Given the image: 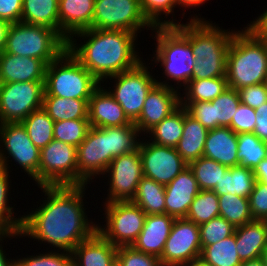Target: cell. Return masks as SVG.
<instances>
[{"mask_svg": "<svg viewBox=\"0 0 267 266\" xmlns=\"http://www.w3.org/2000/svg\"><path fill=\"white\" fill-rule=\"evenodd\" d=\"M184 107L180 105L174 112L155 125L149 133L151 142L169 147H176L183 134ZM153 136V137H152Z\"/></svg>", "mask_w": 267, "mask_h": 266, "instance_id": "32", "label": "cell"}, {"mask_svg": "<svg viewBox=\"0 0 267 266\" xmlns=\"http://www.w3.org/2000/svg\"><path fill=\"white\" fill-rule=\"evenodd\" d=\"M100 85L66 48L47 65L44 95L89 100Z\"/></svg>", "mask_w": 267, "mask_h": 266, "instance_id": "5", "label": "cell"}, {"mask_svg": "<svg viewBox=\"0 0 267 266\" xmlns=\"http://www.w3.org/2000/svg\"><path fill=\"white\" fill-rule=\"evenodd\" d=\"M212 103L215 113V128L230 127L232 118L240 104L237 90L228 87Z\"/></svg>", "mask_w": 267, "mask_h": 266, "instance_id": "44", "label": "cell"}, {"mask_svg": "<svg viewBox=\"0 0 267 266\" xmlns=\"http://www.w3.org/2000/svg\"><path fill=\"white\" fill-rule=\"evenodd\" d=\"M152 30L140 8V0H95L92 29H113L139 33ZM148 27V28H147Z\"/></svg>", "mask_w": 267, "mask_h": 266, "instance_id": "12", "label": "cell"}, {"mask_svg": "<svg viewBox=\"0 0 267 266\" xmlns=\"http://www.w3.org/2000/svg\"><path fill=\"white\" fill-rule=\"evenodd\" d=\"M255 182L254 171L238 165L229 167L225 177H222L219 185H216L213 191L217 196L231 193L232 195L249 198Z\"/></svg>", "mask_w": 267, "mask_h": 266, "instance_id": "30", "label": "cell"}, {"mask_svg": "<svg viewBox=\"0 0 267 266\" xmlns=\"http://www.w3.org/2000/svg\"><path fill=\"white\" fill-rule=\"evenodd\" d=\"M219 198V216L225 218L234 227L253 221L250 212L249 198L227 193Z\"/></svg>", "mask_w": 267, "mask_h": 266, "instance_id": "36", "label": "cell"}, {"mask_svg": "<svg viewBox=\"0 0 267 266\" xmlns=\"http://www.w3.org/2000/svg\"><path fill=\"white\" fill-rule=\"evenodd\" d=\"M143 176L167 185L188 167L176 148L142 139L139 144Z\"/></svg>", "mask_w": 267, "mask_h": 266, "instance_id": "15", "label": "cell"}, {"mask_svg": "<svg viewBox=\"0 0 267 266\" xmlns=\"http://www.w3.org/2000/svg\"><path fill=\"white\" fill-rule=\"evenodd\" d=\"M261 260L263 261L264 266H267V248L262 252Z\"/></svg>", "mask_w": 267, "mask_h": 266, "instance_id": "62", "label": "cell"}, {"mask_svg": "<svg viewBox=\"0 0 267 266\" xmlns=\"http://www.w3.org/2000/svg\"><path fill=\"white\" fill-rule=\"evenodd\" d=\"M256 116L255 109L240 102L232 118L230 128L237 134L253 133L256 125Z\"/></svg>", "mask_w": 267, "mask_h": 266, "instance_id": "50", "label": "cell"}, {"mask_svg": "<svg viewBox=\"0 0 267 266\" xmlns=\"http://www.w3.org/2000/svg\"><path fill=\"white\" fill-rule=\"evenodd\" d=\"M205 1H209V0H177L178 5L180 7H185V9L188 7H193V6L199 7V5L204 4Z\"/></svg>", "mask_w": 267, "mask_h": 266, "instance_id": "59", "label": "cell"}, {"mask_svg": "<svg viewBox=\"0 0 267 266\" xmlns=\"http://www.w3.org/2000/svg\"><path fill=\"white\" fill-rule=\"evenodd\" d=\"M45 81L0 84V123L22 122L42 108Z\"/></svg>", "mask_w": 267, "mask_h": 266, "instance_id": "11", "label": "cell"}, {"mask_svg": "<svg viewBox=\"0 0 267 266\" xmlns=\"http://www.w3.org/2000/svg\"><path fill=\"white\" fill-rule=\"evenodd\" d=\"M243 29L234 31L227 52V85L235 90L267 81V39Z\"/></svg>", "mask_w": 267, "mask_h": 266, "instance_id": "3", "label": "cell"}, {"mask_svg": "<svg viewBox=\"0 0 267 266\" xmlns=\"http://www.w3.org/2000/svg\"><path fill=\"white\" fill-rule=\"evenodd\" d=\"M88 119H75L54 122V139L78 147L90 129Z\"/></svg>", "mask_w": 267, "mask_h": 266, "instance_id": "42", "label": "cell"}, {"mask_svg": "<svg viewBox=\"0 0 267 266\" xmlns=\"http://www.w3.org/2000/svg\"><path fill=\"white\" fill-rule=\"evenodd\" d=\"M238 134L230 127H218L208 131L203 156L227 167L238 166Z\"/></svg>", "mask_w": 267, "mask_h": 266, "instance_id": "25", "label": "cell"}, {"mask_svg": "<svg viewBox=\"0 0 267 266\" xmlns=\"http://www.w3.org/2000/svg\"><path fill=\"white\" fill-rule=\"evenodd\" d=\"M106 225H97V231L114 246H132L142 231L146 214L131 201L104 204Z\"/></svg>", "mask_w": 267, "mask_h": 266, "instance_id": "7", "label": "cell"}, {"mask_svg": "<svg viewBox=\"0 0 267 266\" xmlns=\"http://www.w3.org/2000/svg\"><path fill=\"white\" fill-rule=\"evenodd\" d=\"M236 250L242 262L261 258L267 248V225L253 220L235 228Z\"/></svg>", "mask_w": 267, "mask_h": 266, "instance_id": "26", "label": "cell"}, {"mask_svg": "<svg viewBox=\"0 0 267 266\" xmlns=\"http://www.w3.org/2000/svg\"><path fill=\"white\" fill-rule=\"evenodd\" d=\"M47 64L37 58L0 54V84L45 81Z\"/></svg>", "mask_w": 267, "mask_h": 266, "instance_id": "21", "label": "cell"}, {"mask_svg": "<svg viewBox=\"0 0 267 266\" xmlns=\"http://www.w3.org/2000/svg\"><path fill=\"white\" fill-rule=\"evenodd\" d=\"M137 35L124 30L90 28L73 34L67 41V49L102 83L103 79L130 70L142 61L135 51ZM74 36L89 39L79 46Z\"/></svg>", "mask_w": 267, "mask_h": 266, "instance_id": "2", "label": "cell"}, {"mask_svg": "<svg viewBox=\"0 0 267 266\" xmlns=\"http://www.w3.org/2000/svg\"><path fill=\"white\" fill-rule=\"evenodd\" d=\"M110 266H123L121 262L116 258Z\"/></svg>", "mask_w": 267, "mask_h": 266, "instance_id": "63", "label": "cell"}, {"mask_svg": "<svg viewBox=\"0 0 267 266\" xmlns=\"http://www.w3.org/2000/svg\"><path fill=\"white\" fill-rule=\"evenodd\" d=\"M110 136L111 162L115 157L135 151L140 144L139 129L133 124L104 128Z\"/></svg>", "mask_w": 267, "mask_h": 266, "instance_id": "38", "label": "cell"}, {"mask_svg": "<svg viewBox=\"0 0 267 266\" xmlns=\"http://www.w3.org/2000/svg\"><path fill=\"white\" fill-rule=\"evenodd\" d=\"M176 5H178L177 0H140L142 13L153 27L180 25V22L177 20L175 22L174 19L163 21L161 16L162 13L167 17L171 15Z\"/></svg>", "mask_w": 267, "mask_h": 266, "instance_id": "43", "label": "cell"}, {"mask_svg": "<svg viewBox=\"0 0 267 266\" xmlns=\"http://www.w3.org/2000/svg\"><path fill=\"white\" fill-rule=\"evenodd\" d=\"M265 155V142L254 133L238 134L237 158L240 166L254 170Z\"/></svg>", "mask_w": 267, "mask_h": 266, "instance_id": "40", "label": "cell"}, {"mask_svg": "<svg viewBox=\"0 0 267 266\" xmlns=\"http://www.w3.org/2000/svg\"><path fill=\"white\" fill-rule=\"evenodd\" d=\"M10 23L0 19V54L4 51L7 40V33L10 27Z\"/></svg>", "mask_w": 267, "mask_h": 266, "instance_id": "58", "label": "cell"}, {"mask_svg": "<svg viewBox=\"0 0 267 266\" xmlns=\"http://www.w3.org/2000/svg\"><path fill=\"white\" fill-rule=\"evenodd\" d=\"M249 26L261 37L267 39V10L255 18Z\"/></svg>", "mask_w": 267, "mask_h": 266, "instance_id": "55", "label": "cell"}, {"mask_svg": "<svg viewBox=\"0 0 267 266\" xmlns=\"http://www.w3.org/2000/svg\"><path fill=\"white\" fill-rule=\"evenodd\" d=\"M183 266H210L208 264H206L204 261H202L200 258L191 261L190 263L183 265Z\"/></svg>", "mask_w": 267, "mask_h": 266, "instance_id": "61", "label": "cell"}, {"mask_svg": "<svg viewBox=\"0 0 267 266\" xmlns=\"http://www.w3.org/2000/svg\"><path fill=\"white\" fill-rule=\"evenodd\" d=\"M227 57L195 59L191 80L226 77Z\"/></svg>", "mask_w": 267, "mask_h": 266, "instance_id": "47", "label": "cell"}, {"mask_svg": "<svg viewBox=\"0 0 267 266\" xmlns=\"http://www.w3.org/2000/svg\"><path fill=\"white\" fill-rule=\"evenodd\" d=\"M249 205L254 220H264L267 217V185L256 180L249 196Z\"/></svg>", "mask_w": 267, "mask_h": 266, "instance_id": "51", "label": "cell"}, {"mask_svg": "<svg viewBox=\"0 0 267 266\" xmlns=\"http://www.w3.org/2000/svg\"><path fill=\"white\" fill-rule=\"evenodd\" d=\"M187 113L206 129H215V113L211 102H180Z\"/></svg>", "mask_w": 267, "mask_h": 266, "instance_id": "49", "label": "cell"}, {"mask_svg": "<svg viewBox=\"0 0 267 266\" xmlns=\"http://www.w3.org/2000/svg\"><path fill=\"white\" fill-rule=\"evenodd\" d=\"M228 88L226 77L190 80L180 102H211Z\"/></svg>", "mask_w": 267, "mask_h": 266, "instance_id": "33", "label": "cell"}, {"mask_svg": "<svg viewBox=\"0 0 267 266\" xmlns=\"http://www.w3.org/2000/svg\"><path fill=\"white\" fill-rule=\"evenodd\" d=\"M56 251L19 258L15 260V264L16 266H73L72 252Z\"/></svg>", "mask_w": 267, "mask_h": 266, "instance_id": "46", "label": "cell"}, {"mask_svg": "<svg viewBox=\"0 0 267 266\" xmlns=\"http://www.w3.org/2000/svg\"><path fill=\"white\" fill-rule=\"evenodd\" d=\"M253 171L256 180L267 185V159H263Z\"/></svg>", "mask_w": 267, "mask_h": 266, "instance_id": "57", "label": "cell"}, {"mask_svg": "<svg viewBox=\"0 0 267 266\" xmlns=\"http://www.w3.org/2000/svg\"><path fill=\"white\" fill-rule=\"evenodd\" d=\"M23 0H0V19L14 24L21 22Z\"/></svg>", "mask_w": 267, "mask_h": 266, "instance_id": "53", "label": "cell"}, {"mask_svg": "<svg viewBox=\"0 0 267 266\" xmlns=\"http://www.w3.org/2000/svg\"><path fill=\"white\" fill-rule=\"evenodd\" d=\"M241 266H264V264L261 258H258L254 260L244 261L242 262Z\"/></svg>", "mask_w": 267, "mask_h": 266, "instance_id": "60", "label": "cell"}, {"mask_svg": "<svg viewBox=\"0 0 267 266\" xmlns=\"http://www.w3.org/2000/svg\"><path fill=\"white\" fill-rule=\"evenodd\" d=\"M145 63L141 61L136 67L108 77L116 82L113 90L108 92L123 108L128 118L134 123L140 116L146 97L157 84Z\"/></svg>", "mask_w": 267, "mask_h": 266, "instance_id": "9", "label": "cell"}, {"mask_svg": "<svg viewBox=\"0 0 267 266\" xmlns=\"http://www.w3.org/2000/svg\"><path fill=\"white\" fill-rule=\"evenodd\" d=\"M110 163L109 133L104 128L90 127L86 138L77 147L78 185H87L93 176L104 175Z\"/></svg>", "mask_w": 267, "mask_h": 266, "instance_id": "13", "label": "cell"}, {"mask_svg": "<svg viewBox=\"0 0 267 266\" xmlns=\"http://www.w3.org/2000/svg\"><path fill=\"white\" fill-rule=\"evenodd\" d=\"M177 88V89H175ZM179 86L174 88L166 81L159 82L150 90L143 105V110L134 125L139 132H147L180 106Z\"/></svg>", "mask_w": 267, "mask_h": 266, "instance_id": "18", "label": "cell"}, {"mask_svg": "<svg viewBox=\"0 0 267 266\" xmlns=\"http://www.w3.org/2000/svg\"><path fill=\"white\" fill-rule=\"evenodd\" d=\"M20 236L19 233H12V232H0V241L4 240L7 237L11 238L12 236ZM5 252L3 251V247L2 244H0V266H16L15 264V259H7V257L5 256Z\"/></svg>", "mask_w": 267, "mask_h": 266, "instance_id": "56", "label": "cell"}, {"mask_svg": "<svg viewBox=\"0 0 267 266\" xmlns=\"http://www.w3.org/2000/svg\"><path fill=\"white\" fill-rule=\"evenodd\" d=\"M78 185L77 148L53 139L40 150L39 186Z\"/></svg>", "mask_w": 267, "mask_h": 266, "instance_id": "8", "label": "cell"}, {"mask_svg": "<svg viewBox=\"0 0 267 266\" xmlns=\"http://www.w3.org/2000/svg\"><path fill=\"white\" fill-rule=\"evenodd\" d=\"M199 258L210 266H241L242 261L236 250L235 232L215 244L202 247Z\"/></svg>", "mask_w": 267, "mask_h": 266, "instance_id": "34", "label": "cell"}, {"mask_svg": "<svg viewBox=\"0 0 267 266\" xmlns=\"http://www.w3.org/2000/svg\"><path fill=\"white\" fill-rule=\"evenodd\" d=\"M200 189L189 166L165 185V214L175 219L186 218Z\"/></svg>", "mask_w": 267, "mask_h": 266, "instance_id": "19", "label": "cell"}, {"mask_svg": "<svg viewBox=\"0 0 267 266\" xmlns=\"http://www.w3.org/2000/svg\"><path fill=\"white\" fill-rule=\"evenodd\" d=\"M265 152H266L265 159H267V142H265Z\"/></svg>", "mask_w": 267, "mask_h": 266, "instance_id": "64", "label": "cell"}, {"mask_svg": "<svg viewBox=\"0 0 267 266\" xmlns=\"http://www.w3.org/2000/svg\"><path fill=\"white\" fill-rule=\"evenodd\" d=\"M187 23L152 29L154 33L156 32L154 38L157 46L155 56L152 57L155 60L151 61L156 65L160 62L167 80L176 81L180 87L191 80L195 66V57L189 44V22Z\"/></svg>", "mask_w": 267, "mask_h": 266, "instance_id": "4", "label": "cell"}, {"mask_svg": "<svg viewBox=\"0 0 267 266\" xmlns=\"http://www.w3.org/2000/svg\"><path fill=\"white\" fill-rule=\"evenodd\" d=\"M85 186H38L47 200H43L35 211L22 216L20 237H33L38 242L68 252L90 238L97 231L98 224L89 222L86 215L82 199L86 193Z\"/></svg>", "mask_w": 267, "mask_h": 266, "instance_id": "1", "label": "cell"}, {"mask_svg": "<svg viewBox=\"0 0 267 266\" xmlns=\"http://www.w3.org/2000/svg\"><path fill=\"white\" fill-rule=\"evenodd\" d=\"M256 125L253 133L262 141L267 142V102L255 109Z\"/></svg>", "mask_w": 267, "mask_h": 266, "instance_id": "54", "label": "cell"}, {"mask_svg": "<svg viewBox=\"0 0 267 266\" xmlns=\"http://www.w3.org/2000/svg\"><path fill=\"white\" fill-rule=\"evenodd\" d=\"M195 16L189 20V44L195 59L227 57L233 30H222L216 24Z\"/></svg>", "mask_w": 267, "mask_h": 266, "instance_id": "17", "label": "cell"}, {"mask_svg": "<svg viewBox=\"0 0 267 266\" xmlns=\"http://www.w3.org/2000/svg\"><path fill=\"white\" fill-rule=\"evenodd\" d=\"M131 202L146 215L165 214V185L143 176Z\"/></svg>", "mask_w": 267, "mask_h": 266, "instance_id": "31", "label": "cell"}, {"mask_svg": "<svg viewBox=\"0 0 267 266\" xmlns=\"http://www.w3.org/2000/svg\"><path fill=\"white\" fill-rule=\"evenodd\" d=\"M219 198L213 190H200L195 196L186 219L197 225L219 216Z\"/></svg>", "mask_w": 267, "mask_h": 266, "instance_id": "39", "label": "cell"}, {"mask_svg": "<svg viewBox=\"0 0 267 266\" xmlns=\"http://www.w3.org/2000/svg\"><path fill=\"white\" fill-rule=\"evenodd\" d=\"M109 178V191L105 203L131 201L143 177L139 149L115 157L105 171Z\"/></svg>", "mask_w": 267, "mask_h": 266, "instance_id": "16", "label": "cell"}, {"mask_svg": "<svg viewBox=\"0 0 267 266\" xmlns=\"http://www.w3.org/2000/svg\"><path fill=\"white\" fill-rule=\"evenodd\" d=\"M95 0H59V35L67 42L92 26Z\"/></svg>", "mask_w": 267, "mask_h": 266, "instance_id": "22", "label": "cell"}, {"mask_svg": "<svg viewBox=\"0 0 267 266\" xmlns=\"http://www.w3.org/2000/svg\"><path fill=\"white\" fill-rule=\"evenodd\" d=\"M66 48L67 42L55 30L17 22L8 29L4 52L41 59L48 65Z\"/></svg>", "mask_w": 267, "mask_h": 266, "instance_id": "6", "label": "cell"}, {"mask_svg": "<svg viewBox=\"0 0 267 266\" xmlns=\"http://www.w3.org/2000/svg\"><path fill=\"white\" fill-rule=\"evenodd\" d=\"M235 228L225 218L217 216L209 222L199 225L201 247L223 240L234 234Z\"/></svg>", "mask_w": 267, "mask_h": 266, "instance_id": "45", "label": "cell"}, {"mask_svg": "<svg viewBox=\"0 0 267 266\" xmlns=\"http://www.w3.org/2000/svg\"><path fill=\"white\" fill-rule=\"evenodd\" d=\"M117 248L96 231L72 251L73 266H110L117 258Z\"/></svg>", "mask_w": 267, "mask_h": 266, "instance_id": "24", "label": "cell"}, {"mask_svg": "<svg viewBox=\"0 0 267 266\" xmlns=\"http://www.w3.org/2000/svg\"><path fill=\"white\" fill-rule=\"evenodd\" d=\"M117 259L123 266H162L158 257L138 251L133 246H119Z\"/></svg>", "mask_w": 267, "mask_h": 266, "instance_id": "48", "label": "cell"}, {"mask_svg": "<svg viewBox=\"0 0 267 266\" xmlns=\"http://www.w3.org/2000/svg\"><path fill=\"white\" fill-rule=\"evenodd\" d=\"M265 223H266V225H267V217L263 220Z\"/></svg>", "mask_w": 267, "mask_h": 266, "instance_id": "65", "label": "cell"}, {"mask_svg": "<svg viewBox=\"0 0 267 266\" xmlns=\"http://www.w3.org/2000/svg\"><path fill=\"white\" fill-rule=\"evenodd\" d=\"M240 102L256 109L267 102V86L264 83L237 90Z\"/></svg>", "mask_w": 267, "mask_h": 266, "instance_id": "52", "label": "cell"}, {"mask_svg": "<svg viewBox=\"0 0 267 266\" xmlns=\"http://www.w3.org/2000/svg\"><path fill=\"white\" fill-rule=\"evenodd\" d=\"M33 144L41 150L54 139V121L43 108L31 112L22 122Z\"/></svg>", "mask_w": 267, "mask_h": 266, "instance_id": "35", "label": "cell"}, {"mask_svg": "<svg viewBox=\"0 0 267 266\" xmlns=\"http://www.w3.org/2000/svg\"><path fill=\"white\" fill-rule=\"evenodd\" d=\"M174 220L168 214L147 215L144 227L132 246L138 251L160 258Z\"/></svg>", "mask_w": 267, "mask_h": 266, "instance_id": "23", "label": "cell"}, {"mask_svg": "<svg viewBox=\"0 0 267 266\" xmlns=\"http://www.w3.org/2000/svg\"><path fill=\"white\" fill-rule=\"evenodd\" d=\"M21 22L45 26L59 34V0H23Z\"/></svg>", "mask_w": 267, "mask_h": 266, "instance_id": "29", "label": "cell"}, {"mask_svg": "<svg viewBox=\"0 0 267 266\" xmlns=\"http://www.w3.org/2000/svg\"><path fill=\"white\" fill-rule=\"evenodd\" d=\"M188 166L193 171L200 190H213L229 169V167L204 156L191 162Z\"/></svg>", "mask_w": 267, "mask_h": 266, "instance_id": "37", "label": "cell"}, {"mask_svg": "<svg viewBox=\"0 0 267 266\" xmlns=\"http://www.w3.org/2000/svg\"><path fill=\"white\" fill-rule=\"evenodd\" d=\"M8 171L9 170L0 166V232L20 234L23 217L15 218L13 215V207L8 205V196L11 193L9 192L10 176Z\"/></svg>", "mask_w": 267, "mask_h": 266, "instance_id": "41", "label": "cell"}, {"mask_svg": "<svg viewBox=\"0 0 267 266\" xmlns=\"http://www.w3.org/2000/svg\"><path fill=\"white\" fill-rule=\"evenodd\" d=\"M208 131L184 107L183 134L175 148L188 165L203 156Z\"/></svg>", "mask_w": 267, "mask_h": 266, "instance_id": "27", "label": "cell"}, {"mask_svg": "<svg viewBox=\"0 0 267 266\" xmlns=\"http://www.w3.org/2000/svg\"><path fill=\"white\" fill-rule=\"evenodd\" d=\"M42 108L54 122L88 119L89 100L43 95Z\"/></svg>", "mask_w": 267, "mask_h": 266, "instance_id": "28", "label": "cell"}, {"mask_svg": "<svg viewBox=\"0 0 267 266\" xmlns=\"http://www.w3.org/2000/svg\"><path fill=\"white\" fill-rule=\"evenodd\" d=\"M88 120L90 126L95 128L119 127L133 124L120 104L101 85L93 92L89 99Z\"/></svg>", "mask_w": 267, "mask_h": 266, "instance_id": "20", "label": "cell"}, {"mask_svg": "<svg viewBox=\"0 0 267 266\" xmlns=\"http://www.w3.org/2000/svg\"><path fill=\"white\" fill-rule=\"evenodd\" d=\"M201 248L199 225L177 218L159 260L162 266H183L198 259Z\"/></svg>", "mask_w": 267, "mask_h": 266, "instance_id": "14", "label": "cell"}, {"mask_svg": "<svg viewBox=\"0 0 267 266\" xmlns=\"http://www.w3.org/2000/svg\"><path fill=\"white\" fill-rule=\"evenodd\" d=\"M2 144V145H1ZM0 166L8 170L7 158L12 157L16 164L39 186L40 150L33 144L26 128L19 123H0ZM6 153V155H5ZM7 154L10 156H7ZM7 156V157H6Z\"/></svg>", "mask_w": 267, "mask_h": 266, "instance_id": "10", "label": "cell"}]
</instances>
